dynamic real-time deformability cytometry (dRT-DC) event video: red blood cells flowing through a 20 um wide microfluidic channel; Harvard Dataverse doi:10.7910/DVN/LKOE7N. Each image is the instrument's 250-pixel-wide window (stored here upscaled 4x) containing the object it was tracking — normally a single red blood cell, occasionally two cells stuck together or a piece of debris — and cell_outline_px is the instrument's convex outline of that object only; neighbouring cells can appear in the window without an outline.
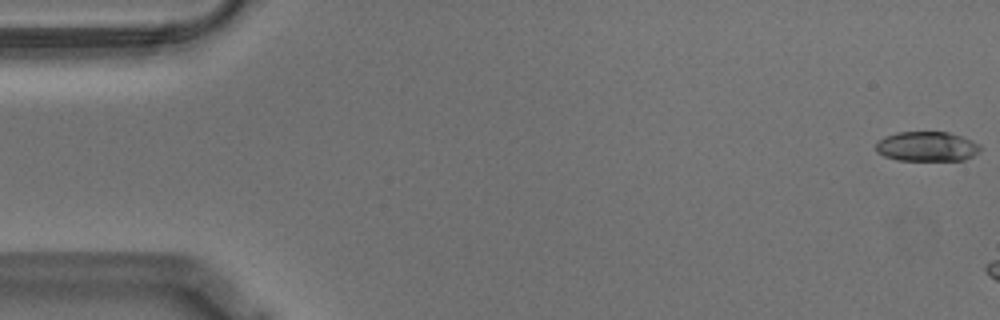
{"species": "Egyptian fruit bat (a non-hibernating species)", "species_latin": "Rousettus aegyptiacus", "temperature_condition": "warm", "stored_images_in_passage": 9, "camera_frame_rate_fps": 3000, "um_per_image_px": 0.085, "animal": {"sex": "male"}, "frame": {"image": 1, "passage_image": 1, "time_ms": 0.0, "image_size_px": [1000, 320], "cell_outline_px": [[980, 152], [964, 160], [896, 160], [884, 156], [876, 152], [876, 144], [884, 136], [896, 132], [948, 132], [972, 140], [980, 144]], "centroid_in_image_um": [78.78, 12.45], "position_along_channel_um": 6.2, "area_um2": 18.15}}